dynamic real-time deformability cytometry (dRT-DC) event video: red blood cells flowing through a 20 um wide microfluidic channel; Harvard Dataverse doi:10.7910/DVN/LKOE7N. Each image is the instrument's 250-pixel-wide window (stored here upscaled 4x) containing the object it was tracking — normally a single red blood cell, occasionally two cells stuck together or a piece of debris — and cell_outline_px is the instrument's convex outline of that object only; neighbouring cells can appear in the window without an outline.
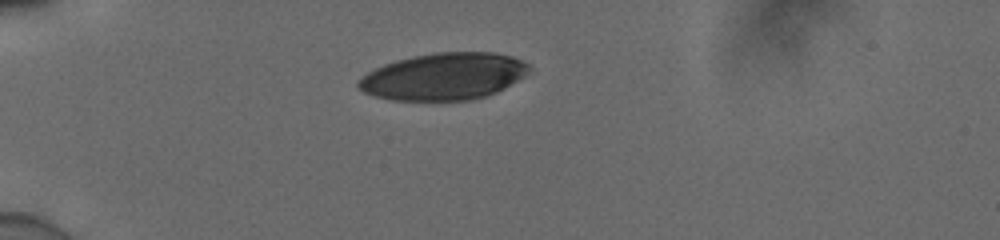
{"species": "human", "species_latin": "Homo sapiens", "temperature_condition": "cold", "stored_images_in_passage": 33, "camera_frame_rate_fps": 3000, "um_per_image_px": 0.085, "donor": {"sex": "male"}, "frame": {"image": 1, "passage_image": 1, "time_ms": 0.0, "image_size_px": [1000, 240], "cell_outline_px": [[532, 68], [524, 76], [504, 88], [496, 92], [484, 96], [468, 100], [392, 100], [376, 96], [364, 92], [356, 88], [356, 80], [368, 72], [384, 64], [396, 60], [436, 52], [492, 52], [512, 56], [528, 64]], "centroid_in_image_um": [37.7, 6.49], "position_along_channel_um": 47.3, "area_um2": 46.59}}
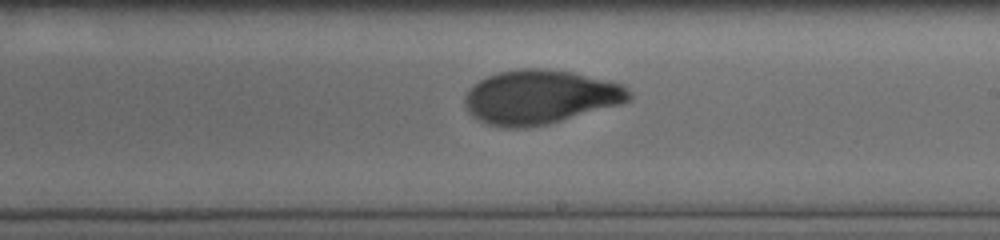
{"frame": {"image": 2, "passage_image": 19, "time_ms": 6.0, "image_size_px": [1000, 240], "cell_outline_px": [[632, 96], [628, 100], [620, 104], [548, 124], [528, 128], [504, 128], [488, 124], [472, 116], [468, 112], [464, 104], [464, 96], [468, 88], [472, 84], [488, 76], [500, 72], [520, 68], [548, 68], [572, 72], [624, 84], [632, 92]], "centroid_in_image_um": [45.89, 8.24], "position_along_channel_um": 243.1, "area_um2": 52.08}}
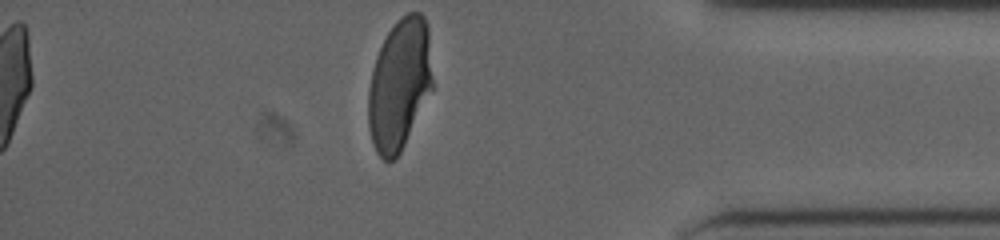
{"frame": {"image": 3, "passage_image": 33, "time_ms": 10.667, "image_size_px": [1000, 240], "cell_outline_px": [[432, 88], [400, 152], [388, 164], [376, 152], [372, 144], [368, 128], [368, 92], [372, 72], [376, 56], [388, 32], [396, 20], [400, 16], [408, 12], [420, 12], [424, 16], [428, 28], [432, 80]], "centroid_in_image_um": [33.93, 7.17], "position_along_channel_um": 401.3, "area_um2": 48.84}}